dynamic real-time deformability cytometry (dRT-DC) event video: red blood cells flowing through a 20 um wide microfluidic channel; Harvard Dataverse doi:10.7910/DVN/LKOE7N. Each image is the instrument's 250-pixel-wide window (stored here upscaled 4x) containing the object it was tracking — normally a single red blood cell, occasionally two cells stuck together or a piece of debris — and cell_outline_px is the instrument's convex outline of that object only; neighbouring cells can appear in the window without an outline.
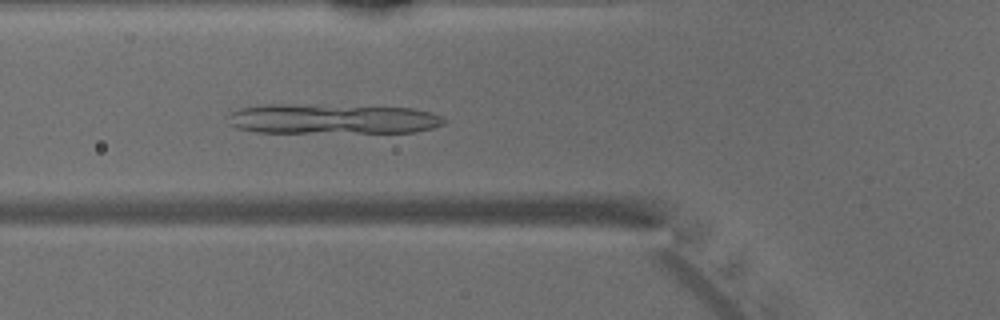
{"species": "common noctule bat (a hibernating species)", "species_latin": "Nyctalus noctula", "temperature_condition": "warm", "stored_images_in_passage": 33, "camera_frame_rate_fps": 3000, "um_per_image_px": 0.085, "animal": {"sex": "male", "body_mass_g": 15.6}, "frame": {"image": 1, "passage_image": 3, "time_ms": 0.667, "image_size_px": [1000, 320], "cell_outline_px": [[448, 120], [444, 124], [432, 128], [416, 132], [256, 132], [240, 128], [228, 124], [232, 112], [240, 108], [260, 104], [292, 104], [412, 108], [432, 112], [444, 116]], "centroid_in_image_um": [28.31, 10.1], "position_along_channel_um": 97.5, "area_um2": 37.8}}
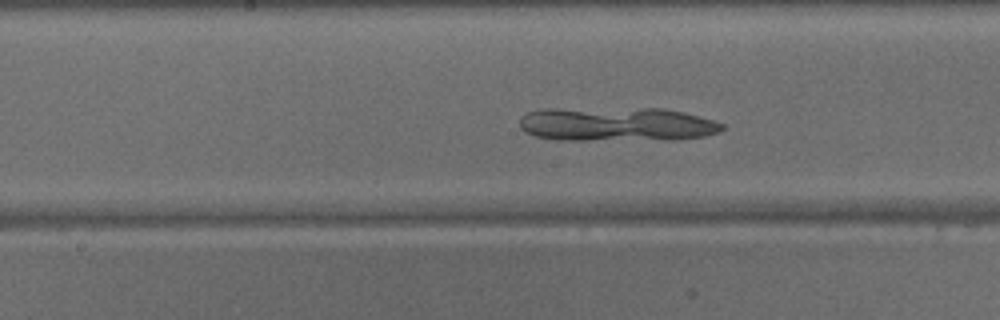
{"frame": {"image": 2, "passage_image": 10, "time_ms": 3.0, "image_size_px": [1000, 320], "cell_outline_px": [[724, 128], [716, 132], [704, 136], [672, 140], [556, 140], [536, 136], [524, 132], [520, 128], [520, 116], [528, 112], [544, 108], [660, 108], [684, 112], [712, 120], [724, 124]], "centroid_in_image_um": [52.36, 10.56], "position_along_channel_um": 195.8, "area_um2": 40.75}}
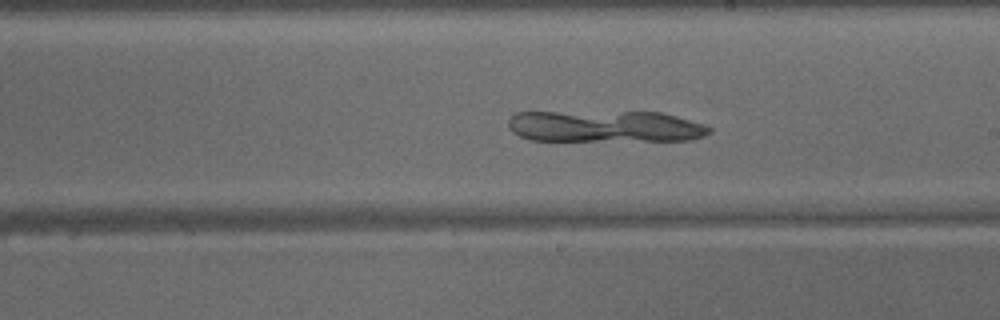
{"frame": {"image": 3, "passage_image": 13, "time_ms": 4.0, "image_size_px": [1000, 320], "cell_outline_px": [[712, 132], [704, 136], [692, 140], [532, 140], [520, 136], [512, 132], [508, 128], [508, 120], [516, 112], [660, 112], [676, 116], [704, 124], [712, 128]], "centroid_in_image_um": [51.44, 10.74], "position_along_channel_um": 237.6, "area_um2": 37.05}}